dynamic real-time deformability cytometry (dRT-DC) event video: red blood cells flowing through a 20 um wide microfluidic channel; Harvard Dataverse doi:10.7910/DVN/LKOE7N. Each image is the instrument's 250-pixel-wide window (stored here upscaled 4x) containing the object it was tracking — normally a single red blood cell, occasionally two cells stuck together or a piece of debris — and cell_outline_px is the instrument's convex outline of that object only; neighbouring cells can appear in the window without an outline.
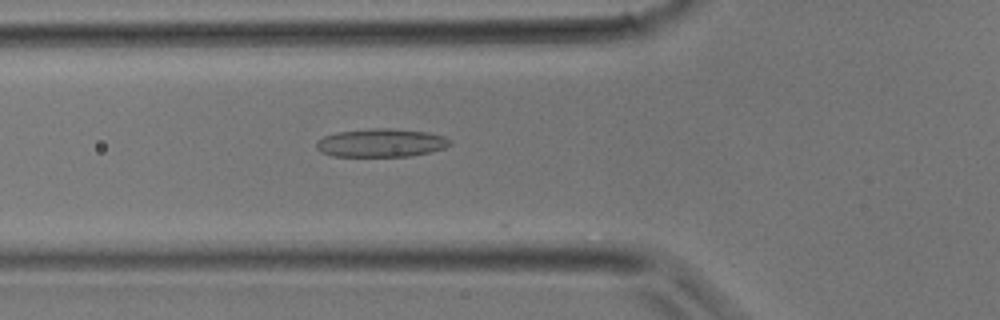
{"species": "common noctule bat (a hibernating species)", "species_latin": "Nyctalus noctula", "temperature_condition": "room temperature", "stored_images_in_passage": 14, "camera_frame_rate_fps": 3000, "um_per_image_px": 0.085, "animal": {"sex": "male", "body_mass_g": 17.9}, "frame": {"image": 1, "passage_image": 11, "time_ms": 3.333, "image_size_px": [1000, 320], "cell_outline_px": [[452, 144], [444, 148], [432, 152], [412, 156], [332, 156], [320, 152], [316, 148], [316, 140], [324, 136], [336, 132], [368, 128], [388, 128], [428, 132], [444, 136], [452, 140]], "centroid_in_image_um": [32.4, 12.14], "position_along_channel_um": 93.4, "area_um2": 22.37}}
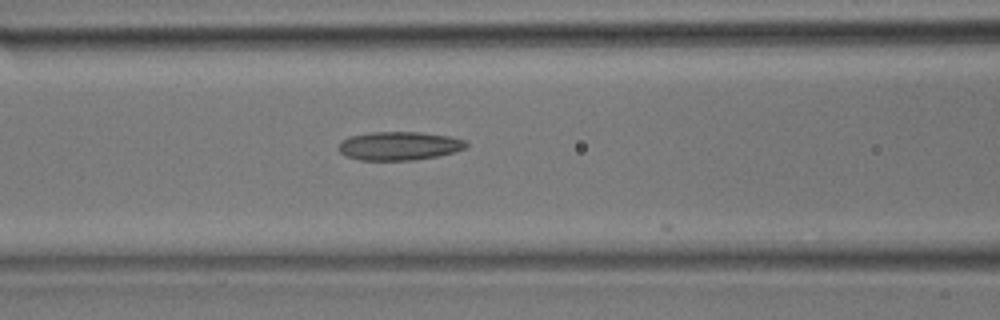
{"frame": {"image": 2, "passage_image": 13, "time_ms": 4.0, "image_size_px": [1000, 320], "cell_outline_px": [[468, 148], [436, 156], [416, 160], [360, 160], [348, 156], [340, 152], [340, 140], [348, 136], [372, 132], [420, 132], [448, 136], [464, 140], [468, 144]], "centroid_in_image_um": [33.93, 12.39], "position_along_channel_um": 132.7, "area_um2": 21.15}}